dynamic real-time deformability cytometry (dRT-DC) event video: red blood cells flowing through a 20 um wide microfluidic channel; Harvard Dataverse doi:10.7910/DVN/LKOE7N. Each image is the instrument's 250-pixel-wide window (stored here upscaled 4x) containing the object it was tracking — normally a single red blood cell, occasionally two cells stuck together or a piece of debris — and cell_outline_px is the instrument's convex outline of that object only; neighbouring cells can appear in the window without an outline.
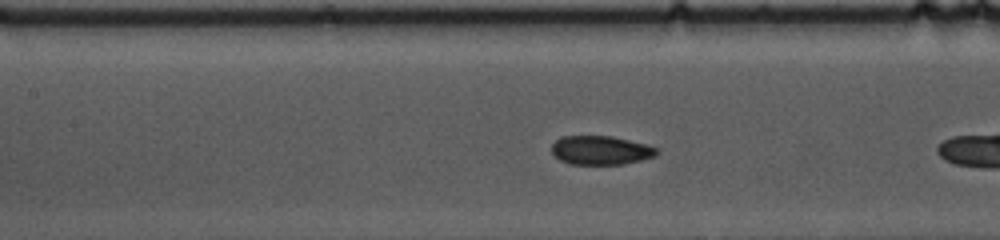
{"species": "common noctule bat (a hibernating species)", "species_latin": "Nyctalus noctula", "temperature_condition": "cold", "stored_images_in_passage": 22, "camera_frame_rate_fps": 3000, "um_per_image_px": 0.085, "animal": {"sex": "female", "body_mass_g": 10.0, "forearm_length_mm": 53.1}, "frame": {"image": 1, "passage_image": 9, "time_ms": 2.667, "image_size_px": [1000, 240], "cell_outline_px": [[660, 152], [656, 156], [624, 164], [572, 164], [560, 160], [552, 152], [552, 144], [556, 140], [564, 136], [612, 136], [644, 144], [656, 148]], "centroid_in_image_um": [51.07, 12.77], "position_along_channel_um": 156.3, "area_um2": 17.51}}
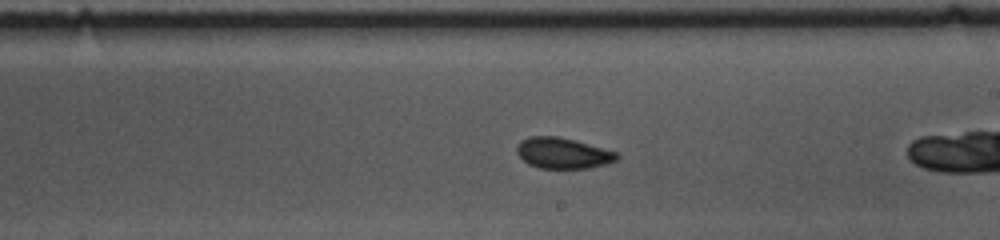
{"frame": {"image": 2, "passage_image": 16, "time_ms": 5.0, "image_size_px": [1000, 240], "cell_outline_px": [[620, 156], [616, 160], [608, 164], [592, 168], [540, 168], [528, 164], [516, 152], [516, 148], [520, 140], [528, 136], [556, 136], [620, 152]], "centroid_in_image_um": [47.87, 13.02], "position_along_channel_um": 241.1, "area_um2": 18.09}}
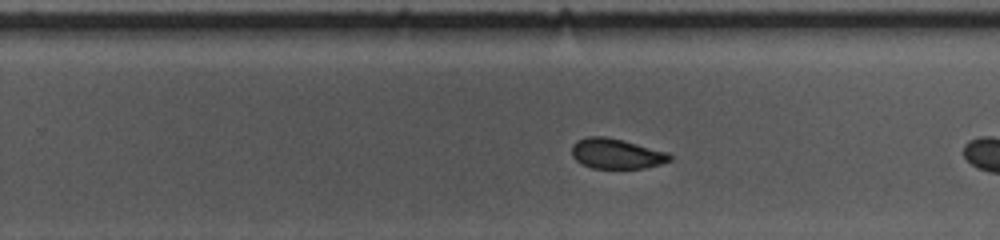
{"frame": {"image": 3, "passage_image": 19, "time_ms": 6.0, "image_size_px": [1000, 240], "cell_outline_px": [[672, 160], [660, 164], [644, 168], [592, 168], [576, 160], [572, 156], [572, 144], [576, 140], [588, 136], [604, 136], [624, 140], [668, 152], [672, 156]], "centroid_in_image_um": [52.4, 13.05], "position_along_channel_um": 277.4, "area_um2": 17.28}}